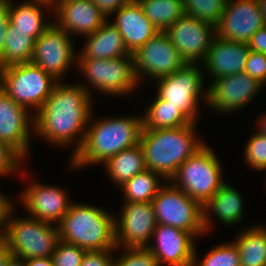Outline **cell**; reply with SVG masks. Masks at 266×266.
<instances>
[{
  "instance_id": "cell-1",
  "label": "cell",
  "mask_w": 266,
  "mask_h": 266,
  "mask_svg": "<svg viewBox=\"0 0 266 266\" xmlns=\"http://www.w3.org/2000/svg\"><path fill=\"white\" fill-rule=\"evenodd\" d=\"M92 97L80 83L58 82L34 116L35 135L56 147L76 143L71 158L84 142L92 113Z\"/></svg>"
},
{
  "instance_id": "cell-2",
  "label": "cell",
  "mask_w": 266,
  "mask_h": 266,
  "mask_svg": "<svg viewBox=\"0 0 266 266\" xmlns=\"http://www.w3.org/2000/svg\"><path fill=\"white\" fill-rule=\"evenodd\" d=\"M92 116L93 112L81 148L69 158L71 168L103 164L108 158L139 144L142 116L103 117L94 121Z\"/></svg>"
},
{
  "instance_id": "cell-3",
  "label": "cell",
  "mask_w": 266,
  "mask_h": 266,
  "mask_svg": "<svg viewBox=\"0 0 266 266\" xmlns=\"http://www.w3.org/2000/svg\"><path fill=\"white\" fill-rule=\"evenodd\" d=\"M196 126L192 122L177 128L142 129L139 144L146 168L170 181L178 168L205 144L197 138Z\"/></svg>"
},
{
  "instance_id": "cell-4",
  "label": "cell",
  "mask_w": 266,
  "mask_h": 266,
  "mask_svg": "<svg viewBox=\"0 0 266 266\" xmlns=\"http://www.w3.org/2000/svg\"><path fill=\"white\" fill-rule=\"evenodd\" d=\"M84 203H71L57 224L60 240L86 251L115 249V214Z\"/></svg>"
},
{
  "instance_id": "cell-5",
  "label": "cell",
  "mask_w": 266,
  "mask_h": 266,
  "mask_svg": "<svg viewBox=\"0 0 266 266\" xmlns=\"http://www.w3.org/2000/svg\"><path fill=\"white\" fill-rule=\"evenodd\" d=\"M14 212L0 238L11 254L23 259L51 257L60 241L58 226L33 217H16Z\"/></svg>"
},
{
  "instance_id": "cell-6",
  "label": "cell",
  "mask_w": 266,
  "mask_h": 266,
  "mask_svg": "<svg viewBox=\"0 0 266 266\" xmlns=\"http://www.w3.org/2000/svg\"><path fill=\"white\" fill-rule=\"evenodd\" d=\"M59 81L33 62L0 69V89L17 104L36 114Z\"/></svg>"
},
{
  "instance_id": "cell-7",
  "label": "cell",
  "mask_w": 266,
  "mask_h": 266,
  "mask_svg": "<svg viewBox=\"0 0 266 266\" xmlns=\"http://www.w3.org/2000/svg\"><path fill=\"white\" fill-rule=\"evenodd\" d=\"M220 165L214 150L204 144L178 168L169 182L203 206L225 183Z\"/></svg>"
},
{
  "instance_id": "cell-8",
  "label": "cell",
  "mask_w": 266,
  "mask_h": 266,
  "mask_svg": "<svg viewBox=\"0 0 266 266\" xmlns=\"http://www.w3.org/2000/svg\"><path fill=\"white\" fill-rule=\"evenodd\" d=\"M76 65L90 86H82L91 95L89 87L102 94L127 95L135 91L139 80L135 73L133 56L111 59H77Z\"/></svg>"
},
{
  "instance_id": "cell-9",
  "label": "cell",
  "mask_w": 266,
  "mask_h": 266,
  "mask_svg": "<svg viewBox=\"0 0 266 266\" xmlns=\"http://www.w3.org/2000/svg\"><path fill=\"white\" fill-rule=\"evenodd\" d=\"M152 199L157 224L168 225L191 233L195 238L205 234L203 206L168 181Z\"/></svg>"
},
{
  "instance_id": "cell-10",
  "label": "cell",
  "mask_w": 266,
  "mask_h": 266,
  "mask_svg": "<svg viewBox=\"0 0 266 266\" xmlns=\"http://www.w3.org/2000/svg\"><path fill=\"white\" fill-rule=\"evenodd\" d=\"M199 64H186L171 75L159 78L157 96L178 107L192 122L198 119L200 98L204 95V71ZM202 94V95H201Z\"/></svg>"
},
{
  "instance_id": "cell-11",
  "label": "cell",
  "mask_w": 266,
  "mask_h": 266,
  "mask_svg": "<svg viewBox=\"0 0 266 266\" xmlns=\"http://www.w3.org/2000/svg\"><path fill=\"white\" fill-rule=\"evenodd\" d=\"M72 40L69 33L52 21L45 32L35 40L31 62L60 82L70 66L76 65L77 62Z\"/></svg>"
},
{
  "instance_id": "cell-12",
  "label": "cell",
  "mask_w": 266,
  "mask_h": 266,
  "mask_svg": "<svg viewBox=\"0 0 266 266\" xmlns=\"http://www.w3.org/2000/svg\"><path fill=\"white\" fill-rule=\"evenodd\" d=\"M132 56L139 84L142 77L148 76L155 81L187 64L168 35L161 31L132 53Z\"/></svg>"
},
{
  "instance_id": "cell-13",
  "label": "cell",
  "mask_w": 266,
  "mask_h": 266,
  "mask_svg": "<svg viewBox=\"0 0 266 266\" xmlns=\"http://www.w3.org/2000/svg\"><path fill=\"white\" fill-rule=\"evenodd\" d=\"M263 87L250 75L240 72L217 78L214 81L210 80L203 97L206 100V105L215 112L229 114L247 106Z\"/></svg>"
},
{
  "instance_id": "cell-14",
  "label": "cell",
  "mask_w": 266,
  "mask_h": 266,
  "mask_svg": "<svg viewBox=\"0 0 266 266\" xmlns=\"http://www.w3.org/2000/svg\"><path fill=\"white\" fill-rule=\"evenodd\" d=\"M164 32L187 64H199L216 37V26L184 14Z\"/></svg>"
},
{
  "instance_id": "cell-15",
  "label": "cell",
  "mask_w": 266,
  "mask_h": 266,
  "mask_svg": "<svg viewBox=\"0 0 266 266\" xmlns=\"http://www.w3.org/2000/svg\"><path fill=\"white\" fill-rule=\"evenodd\" d=\"M121 216L115 217L116 249L147 247L157 225L152 202L124 203Z\"/></svg>"
},
{
  "instance_id": "cell-16",
  "label": "cell",
  "mask_w": 266,
  "mask_h": 266,
  "mask_svg": "<svg viewBox=\"0 0 266 266\" xmlns=\"http://www.w3.org/2000/svg\"><path fill=\"white\" fill-rule=\"evenodd\" d=\"M263 26L257 0H227L216 25V36L223 40L248 43Z\"/></svg>"
},
{
  "instance_id": "cell-17",
  "label": "cell",
  "mask_w": 266,
  "mask_h": 266,
  "mask_svg": "<svg viewBox=\"0 0 266 266\" xmlns=\"http://www.w3.org/2000/svg\"><path fill=\"white\" fill-rule=\"evenodd\" d=\"M29 111L0 89V141L9 144L24 159L29 157L30 136L35 132V118L32 117L35 114Z\"/></svg>"
},
{
  "instance_id": "cell-18",
  "label": "cell",
  "mask_w": 266,
  "mask_h": 266,
  "mask_svg": "<svg viewBox=\"0 0 266 266\" xmlns=\"http://www.w3.org/2000/svg\"><path fill=\"white\" fill-rule=\"evenodd\" d=\"M194 236L179 228L157 224L153 232L154 244L147 248L156 257L158 265L192 266L195 252Z\"/></svg>"
},
{
  "instance_id": "cell-19",
  "label": "cell",
  "mask_w": 266,
  "mask_h": 266,
  "mask_svg": "<svg viewBox=\"0 0 266 266\" xmlns=\"http://www.w3.org/2000/svg\"><path fill=\"white\" fill-rule=\"evenodd\" d=\"M20 201L30 217L56 225L73 202L64 189L36 181L21 192Z\"/></svg>"
},
{
  "instance_id": "cell-20",
  "label": "cell",
  "mask_w": 266,
  "mask_h": 266,
  "mask_svg": "<svg viewBox=\"0 0 266 266\" xmlns=\"http://www.w3.org/2000/svg\"><path fill=\"white\" fill-rule=\"evenodd\" d=\"M54 23L69 33L86 36L97 31L108 19L92 0H52Z\"/></svg>"
},
{
  "instance_id": "cell-21",
  "label": "cell",
  "mask_w": 266,
  "mask_h": 266,
  "mask_svg": "<svg viewBox=\"0 0 266 266\" xmlns=\"http://www.w3.org/2000/svg\"><path fill=\"white\" fill-rule=\"evenodd\" d=\"M250 51L248 43L223 40L216 36L200 65L206 70L204 74H208L214 81L223 76L244 72Z\"/></svg>"
},
{
  "instance_id": "cell-22",
  "label": "cell",
  "mask_w": 266,
  "mask_h": 266,
  "mask_svg": "<svg viewBox=\"0 0 266 266\" xmlns=\"http://www.w3.org/2000/svg\"><path fill=\"white\" fill-rule=\"evenodd\" d=\"M113 14H116V18L112 24L121 33L124 43L131 54L159 32L145 16L143 7L138 0H132L128 4L121 6L111 15Z\"/></svg>"
},
{
  "instance_id": "cell-23",
  "label": "cell",
  "mask_w": 266,
  "mask_h": 266,
  "mask_svg": "<svg viewBox=\"0 0 266 266\" xmlns=\"http://www.w3.org/2000/svg\"><path fill=\"white\" fill-rule=\"evenodd\" d=\"M244 200L239 191L225 182L219 190L203 205V227L209 232L212 228L211 214L221 223L236 225L243 218ZM210 212H212L210 214ZM210 214V215H209Z\"/></svg>"
},
{
  "instance_id": "cell-24",
  "label": "cell",
  "mask_w": 266,
  "mask_h": 266,
  "mask_svg": "<svg viewBox=\"0 0 266 266\" xmlns=\"http://www.w3.org/2000/svg\"><path fill=\"white\" fill-rule=\"evenodd\" d=\"M83 51L77 52V59H111L132 56L121 33L110 21H106L97 31L86 35ZM79 55V56H78Z\"/></svg>"
},
{
  "instance_id": "cell-25",
  "label": "cell",
  "mask_w": 266,
  "mask_h": 266,
  "mask_svg": "<svg viewBox=\"0 0 266 266\" xmlns=\"http://www.w3.org/2000/svg\"><path fill=\"white\" fill-rule=\"evenodd\" d=\"M3 1L8 5L13 31L29 32V35L36 40L52 24L50 21L49 23L44 21L42 8L53 10L52 0H26L17 6L12 4V0Z\"/></svg>"
},
{
  "instance_id": "cell-26",
  "label": "cell",
  "mask_w": 266,
  "mask_h": 266,
  "mask_svg": "<svg viewBox=\"0 0 266 266\" xmlns=\"http://www.w3.org/2000/svg\"><path fill=\"white\" fill-rule=\"evenodd\" d=\"M103 165L108 172L107 174L111 177L110 179L119 187L136 174L147 169L140 144L125 149L115 156L108 158Z\"/></svg>"
},
{
  "instance_id": "cell-27",
  "label": "cell",
  "mask_w": 266,
  "mask_h": 266,
  "mask_svg": "<svg viewBox=\"0 0 266 266\" xmlns=\"http://www.w3.org/2000/svg\"><path fill=\"white\" fill-rule=\"evenodd\" d=\"M256 224L233 240L240 254V266H266V227Z\"/></svg>"
},
{
  "instance_id": "cell-28",
  "label": "cell",
  "mask_w": 266,
  "mask_h": 266,
  "mask_svg": "<svg viewBox=\"0 0 266 266\" xmlns=\"http://www.w3.org/2000/svg\"><path fill=\"white\" fill-rule=\"evenodd\" d=\"M142 116V129H167L189 125L192 121L178 108L157 95Z\"/></svg>"
},
{
  "instance_id": "cell-29",
  "label": "cell",
  "mask_w": 266,
  "mask_h": 266,
  "mask_svg": "<svg viewBox=\"0 0 266 266\" xmlns=\"http://www.w3.org/2000/svg\"><path fill=\"white\" fill-rule=\"evenodd\" d=\"M5 37L0 69L14 64L31 62L35 40L29 35V32L13 31V27L9 24Z\"/></svg>"
},
{
  "instance_id": "cell-30",
  "label": "cell",
  "mask_w": 266,
  "mask_h": 266,
  "mask_svg": "<svg viewBox=\"0 0 266 266\" xmlns=\"http://www.w3.org/2000/svg\"><path fill=\"white\" fill-rule=\"evenodd\" d=\"M162 177L149 169H146L133 178L126 181L120 188L123 190L124 203L152 202L158 190L162 186Z\"/></svg>"
},
{
  "instance_id": "cell-31",
  "label": "cell",
  "mask_w": 266,
  "mask_h": 266,
  "mask_svg": "<svg viewBox=\"0 0 266 266\" xmlns=\"http://www.w3.org/2000/svg\"><path fill=\"white\" fill-rule=\"evenodd\" d=\"M145 16L161 32L185 14L182 0H138Z\"/></svg>"
},
{
  "instance_id": "cell-32",
  "label": "cell",
  "mask_w": 266,
  "mask_h": 266,
  "mask_svg": "<svg viewBox=\"0 0 266 266\" xmlns=\"http://www.w3.org/2000/svg\"><path fill=\"white\" fill-rule=\"evenodd\" d=\"M196 251L195 248L192 266H240V254L234 241L214 246L200 262Z\"/></svg>"
},
{
  "instance_id": "cell-33",
  "label": "cell",
  "mask_w": 266,
  "mask_h": 266,
  "mask_svg": "<svg viewBox=\"0 0 266 266\" xmlns=\"http://www.w3.org/2000/svg\"><path fill=\"white\" fill-rule=\"evenodd\" d=\"M227 0H182L186 15L216 26Z\"/></svg>"
},
{
  "instance_id": "cell-34",
  "label": "cell",
  "mask_w": 266,
  "mask_h": 266,
  "mask_svg": "<svg viewBox=\"0 0 266 266\" xmlns=\"http://www.w3.org/2000/svg\"><path fill=\"white\" fill-rule=\"evenodd\" d=\"M244 159L255 171H266V137L256 131L245 145Z\"/></svg>"
},
{
  "instance_id": "cell-35",
  "label": "cell",
  "mask_w": 266,
  "mask_h": 266,
  "mask_svg": "<svg viewBox=\"0 0 266 266\" xmlns=\"http://www.w3.org/2000/svg\"><path fill=\"white\" fill-rule=\"evenodd\" d=\"M122 256L114 258V266H159L147 247H124Z\"/></svg>"
},
{
  "instance_id": "cell-36",
  "label": "cell",
  "mask_w": 266,
  "mask_h": 266,
  "mask_svg": "<svg viewBox=\"0 0 266 266\" xmlns=\"http://www.w3.org/2000/svg\"><path fill=\"white\" fill-rule=\"evenodd\" d=\"M85 253L81 247L60 240L51 257L54 266H80Z\"/></svg>"
},
{
  "instance_id": "cell-37",
  "label": "cell",
  "mask_w": 266,
  "mask_h": 266,
  "mask_svg": "<svg viewBox=\"0 0 266 266\" xmlns=\"http://www.w3.org/2000/svg\"><path fill=\"white\" fill-rule=\"evenodd\" d=\"M23 162L25 159L15 149L0 141V176L21 172L23 177L25 175L24 169H26V167L22 169Z\"/></svg>"
},
{
  "instance_id": "cell-38",
  "label": "cell",
  "mask_w": 266,
  "mask_h": 266,
  "mask_svg": "<svg viewBox=\"0 0 266 266\" xmlns=\"http://www.w3.org/2000/svg\"><path fill=\"white\" fill-rule=\"evenodd\" d=\"M244 72L266 86V54L250 51Z\"/></svg>"
},
{
  "instance_id": "cell-39",
  "label": "cell",
  "mask_w": 266,
  "mask_h": 266,
  "mask_svg": "<svg viewBox=\"0 0 266 266\" xmlns=\"http://www.w3.org/2000/svg\"><path fill=\"white\" fill-rule=\"evenodd\" d=\"M115 249L103 251H86L80 266H114Z\"/></svg>"
},
{
  "instance_id": "cell-40",
  "label": "cell",
  "mask_w": 266,
  "mask_h": 266,
  "mask_svg": "<svg viewBox=\"0 0 266 266\" xmlns=\"http://www.w3.org/2000/svg\"><path fill=\"white\" fill-rule=\"evenodd\" d=\"M10 24V15L8 10V5L0 0V58L3 54L4 44H5V36L8 26Z\"/></svg>"
},
{
  "instance_id": "cell-41",
  "label": "cell",
  "mask_w": 266,
  "mask_h": 266,
  "mask_svg": "<svg viewBox=\"0 0 266 266\" xmlns=\"http://www.w3.org/2000/svg\"><path fill=\"white\" fill-rule=\"evenodd\" d=\"M13 203L14 201L12 202L7 196L5 197L4 194L0 193V238L10 215L15 210Z\"/></svg>"
},
{
  "instance_id": "cell-42",
  "label": "cell",
  "mask_w": 266,
  "mask_h": 266,
  "mask_svg": "<svg viewBox=\"0 0 266 266\" xmlns=\"http://www.w3.org/2000/svg\"><path fill=\"white\" fill-rule=\"evenodd\" d=\"M248 47L253 52L266 54V26L251 36Z\"/></svg>"
},
{
  "instance_id": "cell-43",
  "label": "cell",
  "mask_w": 266,
  "mask_h": 266,
  "mask_svg": "<svg viewBox=\"0 0 266 266\" xmlns=\"http://www.w3.org/2000/svg\"><path fill=\"white\" fill-rule=\"evenodd\" d=\"M109 18L113 12L132 0H92Z\"/></svg>"
},
{
  "instance_id": "cell-44",
  "label": "cell",
  "mask_w": 266,
  "mask_h": 266,
  "mask_svg": "<svg viewBox=\"0 0 266 266\" xmlns=\"http://www.w3.org/2000/svg\"><path fill=\"white\" fill-rule=\"evenodd\" d=\"M25 266H54L52 257L25 259Z\"/></svg>"
},
{
  "instance_id": "cell-45",
  "label": "cell",
  "mask_w": 266,
  "mask_h": 266,
  "mask_svg": "<svg viewBox=\"0 0 266 266\" xmlns=\"http://www.w3.org/2000/svg\"><path fill=\"white\" fill-rule=\"evenodd\" d=\"M10 255L11 252L7 248L6 244L0 239V266H5Z\"/></svg>"
},
{
  "instance_id": "cell-46",
  "label": "cell",
  "mask_w": 266,
  "mask_h": 266,
  "mask_svg": "<svg viewBox=\"0 0 266 266\" xmlns=\"http://www.w3.org/2000/svg\"><path fill=\"white\" fill-rule=\"evenodd\" d=\"M5 266H25V259L11 254L6 261Z\"/></svg>"
},
{
  "instance_id": "cell-47",
  "label": "cell",
  "mask_w": 266,
  "mask_h": 266,
  "mask_svg": "<svg viewBox=\"0 0 266 266\" xmlns=\"http://www.w3.org/2000/svg\"><path fill=\"white\" fill-rule=\"evenodd\" d=\"M257 127L259 130H257L258 133H260L262 136L266 137V113L262 114L258 120H257Z\"/></svg>"
},
{
  "instance_id": "cell-48",
  "label": "cell",
  "mask_w": 266,
  "mask_h": 266,
  "mask_svg": "<svg viewBox=\"0 0 266 266\" xmlns=\"http://www.w3.org/2000/svg\"><path fill=\"white\" fill-rule=\"evenodd\" d=\"M258 7L266 26V0H257Z\"/></svg>"
}]
</instances>
